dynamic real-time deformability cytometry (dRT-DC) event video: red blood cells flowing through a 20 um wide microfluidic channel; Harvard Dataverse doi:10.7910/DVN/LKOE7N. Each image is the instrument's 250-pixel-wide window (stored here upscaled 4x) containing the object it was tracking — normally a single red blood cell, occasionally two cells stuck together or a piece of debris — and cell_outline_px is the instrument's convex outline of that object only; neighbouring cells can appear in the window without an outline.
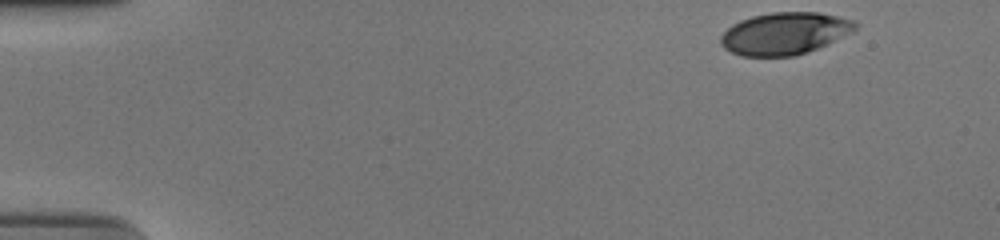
{"species": "human", "species_latin": "Homo sapiens", "temperature_condition": "cold", "stored_images_in_passage": 43, "camera_frame_rate_fps": 3000, "um_per_image_px": 0.085, "donor": {"sex": "male"}, "frame": {"image": 1, "passage_image": 1, "time_ms": 0.0, "image_size_px": [1000, 240], "cell_outline_px": [[856, 28], [852, 32], [828, 44], [796, 56], [740, 56], [724, 48], [720, 44], [720, 36], [732, 24], [740, 20], [752, 16], [772, 12], [820, 12], [856, 20]], "centroid_in_image_um": [66.7, 2.84], "position_along_channel_um": 18.3, "area_um2": 33.23}}
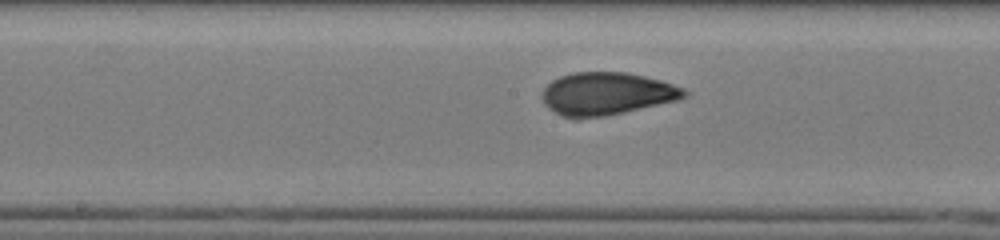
{"frame": {"image": 2, "passage_image": 25, "time_ms": 8.0, "image_size_px": [1000, 240], "cell_outline_px": [[688, 96], [680, 100], [624, 112], [604, 116], [564, 116], [548, 108], [544, 104], [540, 92], [552, 80], [560, 76], [572, 72], [624, 72], [644, 76], [660, 80], [684, 88], [688, 92]], "centroid_in_image_um": [51.59, 7.94], "position_along_channel_um": 196.6, "area_um2": 35.08}}
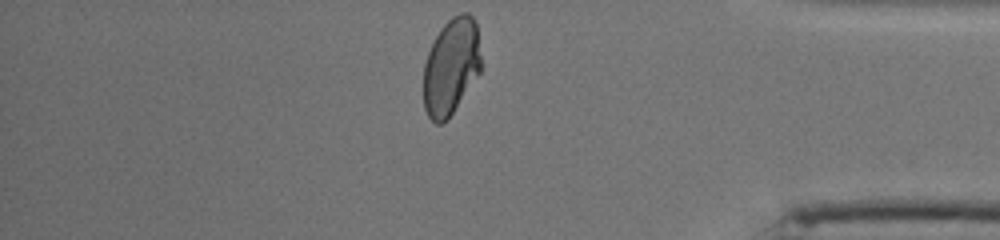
{"frame": {"image": 3, "passage_image": 43, "time_ms": 14.0, "image_size_px": [1000, 240], "cell_outline_px": [[480, 72], [448, 120], [440, 124], [436, 124], [428, 116], [424, 108], [424, 64], [428, 52], [440, 28], [452, 16], [460, 12], [468, 12], [476, 20], [480, 56]], "centroid_in_image_um": [38.34, 5.65], "position_along_channel_um": 396.9, "area_um2": 32.43}, "authors_computed_cell_mechanics": {"area_um2": 34.2176, "velocity_mm_per_s": 3.74, "shape_relaxation_time_tau1_ms": 7.8168, "shape_relaxation_time_tau2_ms": 0.8607, "deformation_change_tau1": 0.2251, "deformation_change_tau2": 0.0552}}